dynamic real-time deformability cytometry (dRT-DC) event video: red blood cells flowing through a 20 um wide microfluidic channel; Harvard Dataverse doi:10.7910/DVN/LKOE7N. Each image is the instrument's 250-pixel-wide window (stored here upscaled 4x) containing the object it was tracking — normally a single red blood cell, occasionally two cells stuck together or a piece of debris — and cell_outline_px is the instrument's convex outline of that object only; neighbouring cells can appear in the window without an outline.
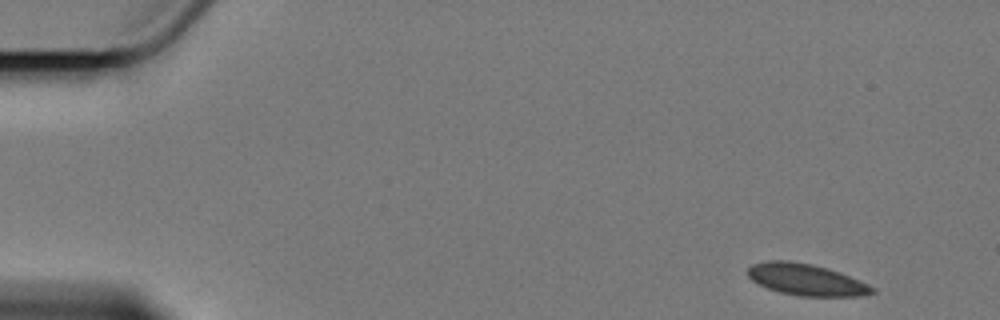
{"species": "Egyptian fruit bat (a non-hibernating species)", "species_latin": "Rousettus aegyptiacus", "temperature_condition": "cold", "stored_images_in_passage": 7, "camera_frame_rate_fps": 3000, "um_per_image_px": 0.085, "animal": {"sex": "female"}, "frame": {"image": 1, "passage_image": 1, "time_ms": 0.0, "image_size_px": [1000, 320], "cell_outline_px": [[876, 292], [864, 296], [800, 296], [780, 292], [768, 288], [752, 280], [748, 276], [748, 268], [752, 264], [768, 260], [788, 260], [812, 264], [840, 272], [868, 284], [876, 288]], "centroid_in_image_um": [68.55, 23.77], "position_along_channel_um": 16.4, "area_um2": 22.89}}
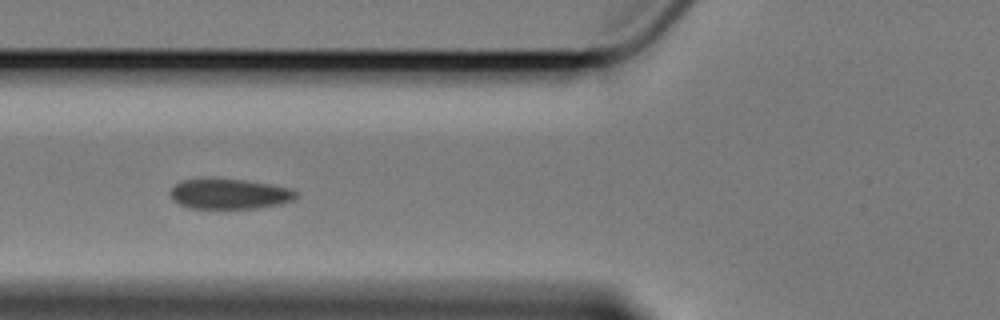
{"frame": {"image": 2, "passage_image": 6, "time_ms": 6.0, "image_size_px": [1000, 320], "cell_outline_px": [[300, 196], [296, 200], [280, 204], [256, 208], [188, 208], [172, 200], [172, 188], [180, 180], [244, 180], [272, 184], [292, 188], [300, 192]], "centroid_in_image_um": [19.63, 16.5], "position_along_channel_um": 106.2, "area_um2": 22.02}}
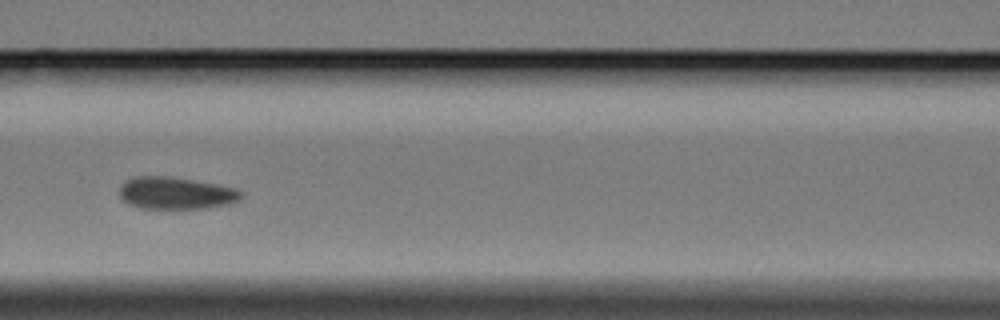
{"frame": {"image": 3, "passage_image": 7, "time_ms": 7.333, "image_size_px": [1000, 320], "cell_outline_px": [[244, 196], [240, 200], [228, 204], [204, 208], [140, 208], [128, 204], [120, 196], [120, 184], [124, 180], [136, 176], [168, 176], [216, 184], [236, 188], [244, 192]], "centroid_in_image_um": [14.95, 16.41], "position_along_channel_um": 151.6, "area_um2": 22.89}}